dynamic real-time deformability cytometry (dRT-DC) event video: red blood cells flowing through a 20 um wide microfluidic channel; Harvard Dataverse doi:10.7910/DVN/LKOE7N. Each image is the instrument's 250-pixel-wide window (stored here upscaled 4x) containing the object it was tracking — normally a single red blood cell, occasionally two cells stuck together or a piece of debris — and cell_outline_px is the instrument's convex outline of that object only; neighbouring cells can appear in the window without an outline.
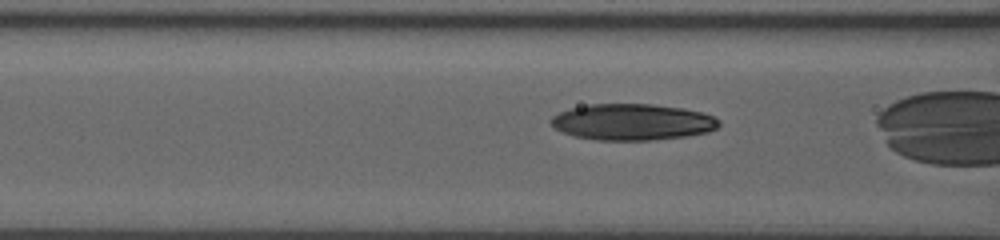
{"species": "human", "species_latin": "Homo sapiens", "temperature_condition": "room temperature", "stored_images_in_passage": 11, "camera_frame_rate_fps": 3000, "um_per_image_px": 0.085, "donor": {"sex": "male"}, "frame": {"image": 1, "passage_image": 8, "time_ms": 2.333, "image_size_px": [1000, 240], "cell_outline_px": [[720, 124], [716, 128], [708, 132], [684, 136], [648, 140], [596, 140], [576, 136], [564, 132], [556, 128], [548, 120], [552, 116], [568, 108], [588, 104], [652, 104], [680, 108], [700, 112], [712, 116], [720, 120]], "centroid_in_image_um": [53.72, 10.36], "position_along_channel_um": 112.9, "area_um2": 35.32}}